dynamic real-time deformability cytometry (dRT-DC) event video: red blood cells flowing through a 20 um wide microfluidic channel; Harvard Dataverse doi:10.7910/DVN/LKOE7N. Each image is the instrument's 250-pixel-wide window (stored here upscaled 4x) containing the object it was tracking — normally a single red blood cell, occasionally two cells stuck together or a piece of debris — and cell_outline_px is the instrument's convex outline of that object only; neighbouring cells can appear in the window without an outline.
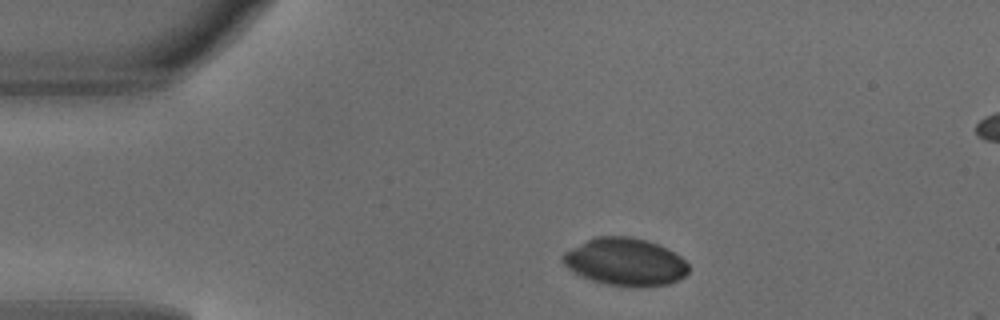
{"species": "common noctule bat (a hibernating species)", "species_latin": "Nyctalus noctula", "temperature_condition": "warm", "stored_images_in_passage": 5, "camera_frame_rate_fps": 3000, "um_per_image_px": 0.085, "animal": {"sex": "male", "body_mass_g": 18.8}, "frame": {"image": 1, "passage_image": 5, "time_ms": 1.333, "image_size_px": [1000, 320], "cell_outline_px": [[688, 272], [684, 276], [668, 284], [640, 288], [604, 284], [592, 280], [568, 268], [560, 260], [560, 256], [564, 252], [596, 236], [628, 236], [644, 240], [656, 244], [680, 256], [688, 264]], "centroid_in_image_um": [53.13, 22.28], "position_along_channel_um": 31.9, "area_um2": 34.56}}